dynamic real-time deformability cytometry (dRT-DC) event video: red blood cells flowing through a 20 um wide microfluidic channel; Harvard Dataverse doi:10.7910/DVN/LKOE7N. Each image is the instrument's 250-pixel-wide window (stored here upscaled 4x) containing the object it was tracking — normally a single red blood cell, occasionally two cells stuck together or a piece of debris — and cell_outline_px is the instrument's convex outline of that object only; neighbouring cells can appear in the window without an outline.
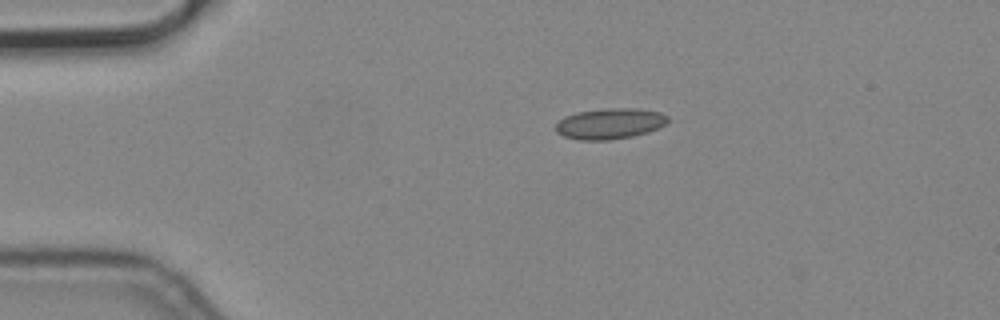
{"species": "common noctule bat (a hibernating species)", "species_latin": "Nyctalus noctula", "temperature_condition": "cold", "stored_images_in_passage": 2, "camera_frame_rate_fps": 3000, "um_per_image_px": 0.085, "animal": {"sex": "male", "body_mass_g": 19.2, "forearm_length_mm": 51.8}, "frame": {"image": 1, "passage_image": 1, "time_ms": 0.0, "image_size_px": [1000, 320], "cell_outline_px": [[668, 120], [664, 124], [648, 132], [632, 136], [608, 140], [580, 140], [564, 136], [556, 132], [556, 124], [564, 116], [576, 112], [608, 108], [636, 108], [660, 112], [668, 116]], "centroid_in_image_um": [51.81, 10.5], "position_along_channel_um": 33.2, "area_um2": 20.0}}